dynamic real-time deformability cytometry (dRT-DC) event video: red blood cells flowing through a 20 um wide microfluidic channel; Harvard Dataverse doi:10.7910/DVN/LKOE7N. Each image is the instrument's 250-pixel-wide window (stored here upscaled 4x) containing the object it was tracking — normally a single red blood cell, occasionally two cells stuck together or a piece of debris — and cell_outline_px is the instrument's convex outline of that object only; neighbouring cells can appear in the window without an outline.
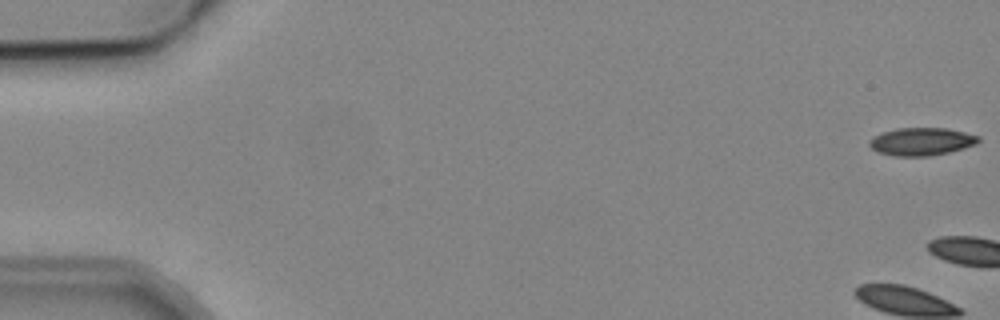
{"species": "common noctule bat (a hibernating species)", "species_latin": "Nyctalus noctula", "temperature_condition": "cold", "stored_images_in_passage": 6, "camera_frame_rate_fps": 3000, "um_per_image_px": 0.085, "animal": {"sex": "male", "body_mass_g": 19.2, "forearm_length_mm": 51.8}, "frame": {"image": 1, "passage_image": 1, "time_ms": 0.0, "image_size_px": [1000, 320], "cell_outline_px": [[980, 140], [976, 144], [964, 148], [948, 152], [928, 156], [892, 156], [880, 152], [872, 148], [868, 144], [868, 140], [872, 136], [880, 132], [896, 128], [948, 128], [980, 136]], "centroid_in_image_um": [78.3, 12.02], "position_along_channel_um": 6.7, "area_um2": 17.8}}